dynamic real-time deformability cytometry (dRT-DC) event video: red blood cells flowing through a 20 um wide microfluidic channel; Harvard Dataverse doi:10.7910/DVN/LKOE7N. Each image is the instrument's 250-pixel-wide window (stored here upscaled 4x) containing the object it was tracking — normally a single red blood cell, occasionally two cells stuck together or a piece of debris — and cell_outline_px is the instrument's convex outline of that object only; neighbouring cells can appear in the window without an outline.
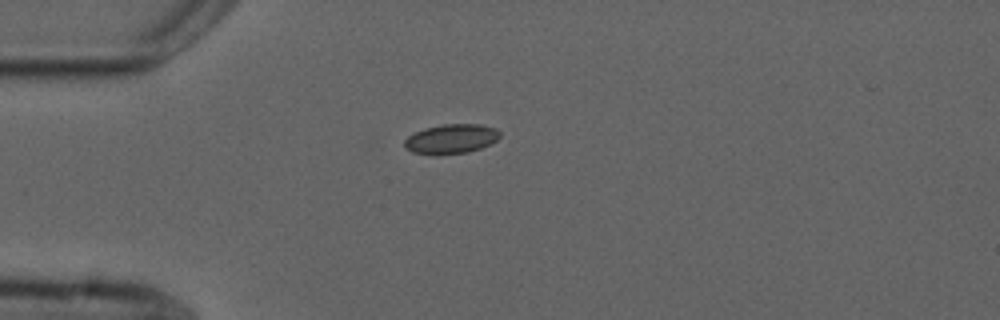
{"species": "common noctule bat (a hibernating species)", "species_latin": "Nyctalus noctula", "temperature_condition": "cold", "stored_images_in_passage": 4, "camera_frame_rate_fps": 3000, "um_per_image_px": 0.085, "animal": {"sex": "male", "forearm_length_mm": 52.5}, "frame": {"image": 1, "passage_image": 1, "time_ms": 0.0, "image_size_px": [1000, 320], "cell_outline_px": [[500, 136], [492, 144], [468, 152], [432, 156], [412, 152], [404, 148], [404, 140], [408, 136], [424, 128], [444, 124], [480, 124], [496, 128], [500, 132]], "centroid_in_image_um": [38.33, 11.82], "position_along_channel_um": 46.7, "area_um2": 16.7}}
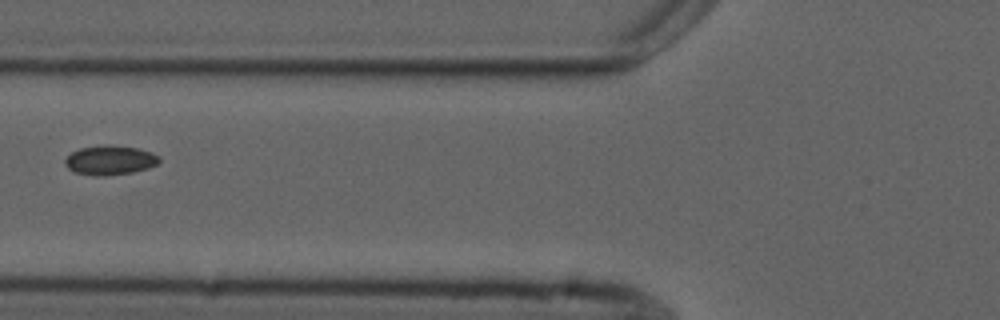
{"frame": {"image": 2, "passage_image": 3, "time_ms": 2.333, "image_size_px": [1000, 320], "cell_outline_px": [[160, 160], [156, 164], [148, 168], [132, 172], [104, 176], [92, 176], [72, 172], [64, 164], [64, 160], [72, 152], [80, 148], [136, 148], [152, 152], [160, 156]], "centroid_in_image_um": [9.33, 13.68], "position_along_channel_um": 116.5, "area_um2": 15.43}}
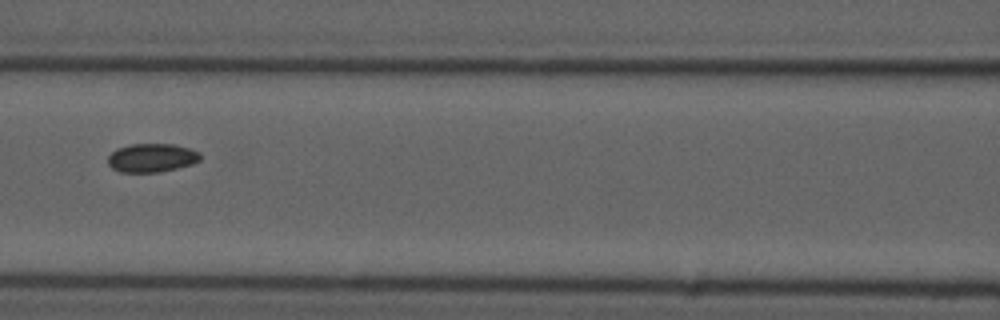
{"frame": {"image": 3, "passage_image": 4, "time_ms": 3.333, "image_size_px": [1000, 320], "cell_outline_px": [[200, 160], [192, 164], [160, 172], [120, 172], [112, 168], [108, 164], [108, 156], [116, 148], [128, 144], [172, 144], [188, 148], [200, 152]], "centroid_in_image_um": [12.87, 13.41], "position_along_channel_um": 153.7, "area_um2": 15.43}}